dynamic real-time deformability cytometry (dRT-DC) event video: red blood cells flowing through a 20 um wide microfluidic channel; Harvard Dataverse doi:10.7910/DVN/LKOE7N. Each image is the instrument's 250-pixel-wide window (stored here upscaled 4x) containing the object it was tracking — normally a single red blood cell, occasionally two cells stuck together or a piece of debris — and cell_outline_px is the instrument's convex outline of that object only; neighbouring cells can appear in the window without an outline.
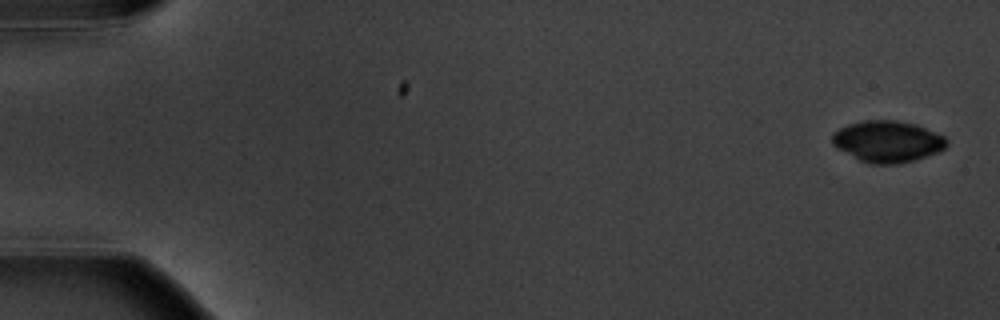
{"species": "common noctule bat (a hibernating species)", "species_latin": "Nyctalus noctula", "temperature_condition": "warm", "stored_images_in_passage": 3, "camera_frame_rate_fps": 3000, "um_per_image_px": 0.085, "animal": {"sex": "male", "body_mass_g": 20.1, "forearm_length_mm": 53.5}, "frame": {"image": 1, "passage_image": 1, "time_ms": 0.0, "image_size_px": [1000, 320], "cell_outline_px": [[948, 144], [944, 148], [936, 152], [916, 160], [900, 164], [868, 164], [836, 148], [832, 144], [832, 136], [840, 128], [848, 124], [864, 120], [896, 120], [916, 124], [944, 136], [948, 140]], "centroid_in_image_um": [75.44, 12.03], "position_along_channel_um": 9.6, "area_um2": 27.69}}